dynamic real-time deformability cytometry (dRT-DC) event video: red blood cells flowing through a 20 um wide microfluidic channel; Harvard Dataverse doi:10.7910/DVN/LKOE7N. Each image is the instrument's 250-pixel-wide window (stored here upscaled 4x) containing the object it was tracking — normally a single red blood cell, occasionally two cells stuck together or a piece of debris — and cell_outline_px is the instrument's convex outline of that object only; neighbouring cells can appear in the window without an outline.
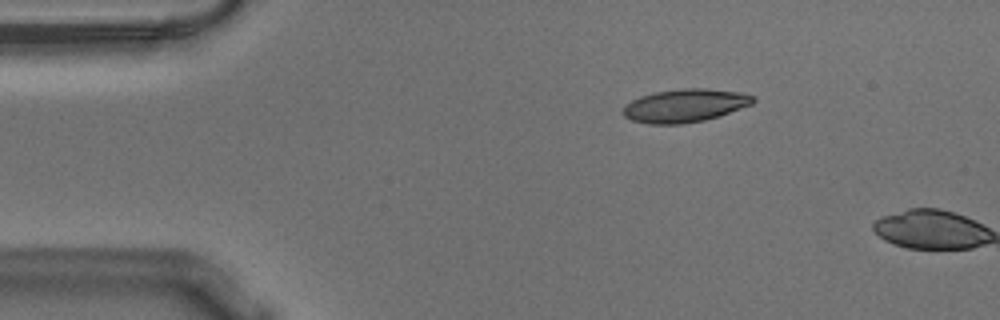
{"species": "Egyptian fruit bat (a non-hibernating species)", "species_latin": "Rousettus aegyptiacus", "temperature_condition": "warm", "stored_images_in_passage": 2, "camera_frame_rate_fps": 3000, "um_per_image_px": 0.085, "animal": {"sex": "male"}, "frame": {"image": 1, "passage_image": 1, "time_ms": 0.0, "image_size_px": [1000, 320], "cell_outline_px": [[756, 100], [752, 104], [720, 116], [704, 120], [680, 124], [648, 124], [632, 120], [624, 116], [620, 112], [624, 104], [640, 96], [656, 92], [684, 88], [704, 88], [736, 92], [756, 96]], "centroid_in_image_um": [58.19, 8.98], "position_along_channel_um": 26.8, "area_um2": 25.2}}